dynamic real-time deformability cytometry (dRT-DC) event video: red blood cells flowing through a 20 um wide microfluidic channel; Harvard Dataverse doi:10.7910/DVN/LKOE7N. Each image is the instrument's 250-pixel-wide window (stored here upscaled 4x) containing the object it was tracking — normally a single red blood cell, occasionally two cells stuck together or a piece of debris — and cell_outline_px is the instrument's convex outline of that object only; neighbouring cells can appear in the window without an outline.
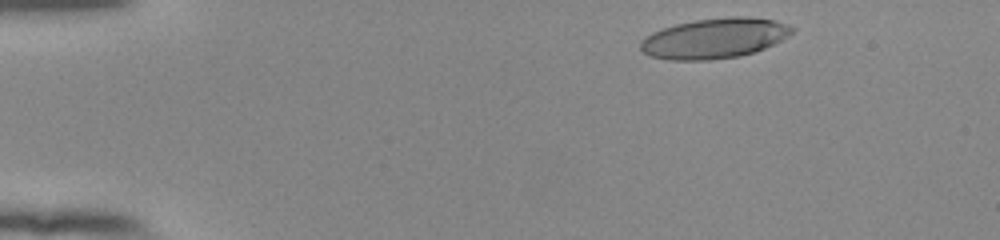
{"species": "human", "species_latin": "Homo sapiens", "temperature_condition": "room temperature", "stored_images_in_passage": 48, "camera_frame_rate_fps": 3000, "um_per_image_px": 0.085, "donor": {"sex": "female"}, "frame": {"image": 1, "passage_image": 3, "time_ms": 0.667, "image_size_px": [1000, 240], "cell_outline_px": [[796, 28], [788, 36], [764, 48], [740, 56], [708, 60], [668, 60], [648, 56], [640, 48], [640, 40], [644, 36], [660, 28], [676, 24], [696, 20], [728, 16], [748, 16], [776, 20], [788, 24]], "centroid_in_image_um": [60.7, 3.24], "position_along_channel_um": 24.3, "area_um2": 35.78}}
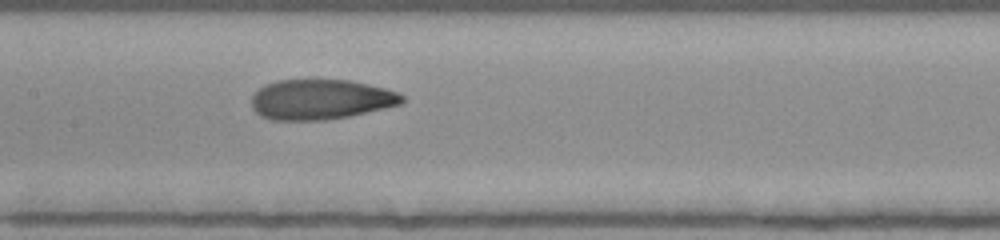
{"frame": {"image": 2, "passage_image": 22, "time_ms": 7.0, "image_size_px": [1000, 240], "cell_outline_px": [[404, 100], [400, 104], [384, 108], [348, 116], [324, 120], [272, 120], [260, 116], [252, 108], [252, 96], [264, 84], [276, 80], [348, 80], [368, 84], [384, 88], [396, 92], [404, 96]], "centroid_in_image_um": [27.22, 8.45], "position_along_channel_um": 180.2, "area_um2": 35.03}}
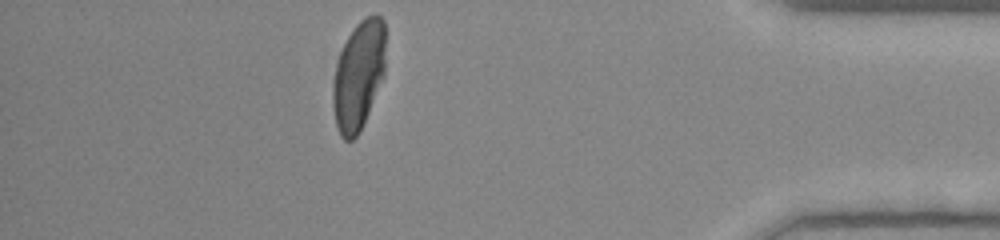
{"frame": {"image": 3, "passage_image": 42, "time_ms": 13.667, "image_size_px": [1000, 240], "cell_outline_px": [[384, 76], [360, 132], [352, 140], [344, 140], [340, 136], [336, 124], [332, 108], [332, 84], [336, 64], [340, 52], [348, 36], [356, 24], [364, 16], [372, 12], [376, 12], [384, 20]], "centroid_in_image_um": [30.46, 6.39], "position_along_channel_um": 404.7, "area_um2": 33.76}, "authors_computed_cell_mechanics": {"area_um2": 35.4892, "velocity_mm_per_s": 3.9483, "shape_relaxation_time_tau1_ms": 5.4821, "shape_relaxation_time_tau2_ms": 1.0816, "deformation_change_tau1": 0.2094, "deformation_change_tau2": 0.0637}}